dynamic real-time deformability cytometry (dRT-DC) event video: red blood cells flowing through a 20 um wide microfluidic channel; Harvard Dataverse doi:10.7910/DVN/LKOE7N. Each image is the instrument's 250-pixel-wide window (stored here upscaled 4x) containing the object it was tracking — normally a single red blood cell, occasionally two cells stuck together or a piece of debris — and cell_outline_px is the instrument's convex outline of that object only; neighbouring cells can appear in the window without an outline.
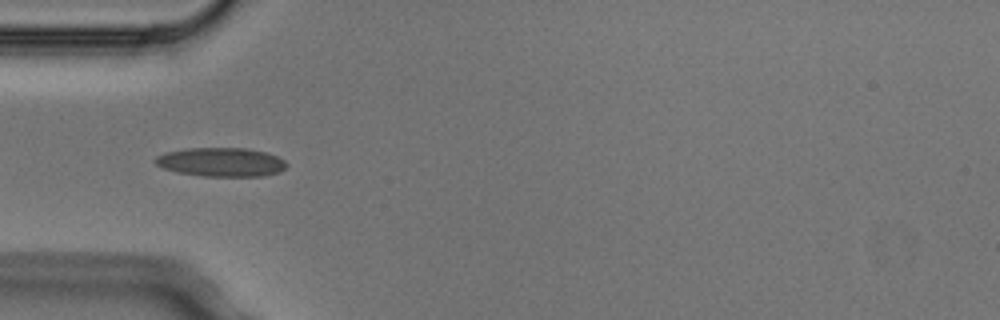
{"species": "Egyptian fruit bat (a non-hibernating species)", "species_latin": "Rousettus aegyptiacus", "temperature_condition": "cold", "stored_images_in_passage": 8, "camera_frame_rate_fps": 3000, "um_per_image_px": 0.085, "animal": {"sex": "male"}, "frame": {"image": 1, "passage_image": 4, "time_ms": 1.0, "image_size_px": [1000, 320], "cell_outline_px": [[288, 164], [280, 172], [264, 176], [204, 176], [176, 172], [164, 168], [156, 164], [152, 160], [156, 156], [164, 152], [188, 148], [248, 148], [264, 152], [276, 156], [284, 160]], "centroid_in_image_um": [18.77, 13.77], "position_along_channel_um": 66.2, "area_um2": 22.2}}
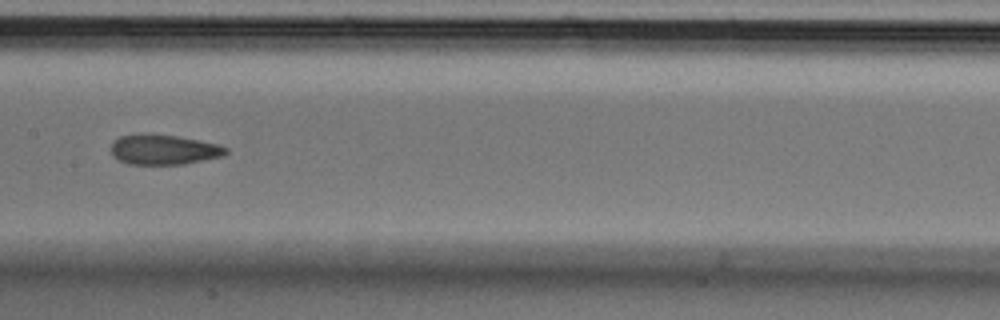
{"frame": {"image": 2, "passage_image": 7, "time_ms": 2.0, "image_size_px": [1000, 320], "cell_outline_px": [[228, 152], [224, 156], [184, 164], [128, 164], [112, 156], [112, 140], [120, 136], [176, 136], [216, 144], [228, 148]], "centroid_in_image_um": [13.94, 12.76], "position_along_channel_um": 193.5, "area_um2": 19.42}}
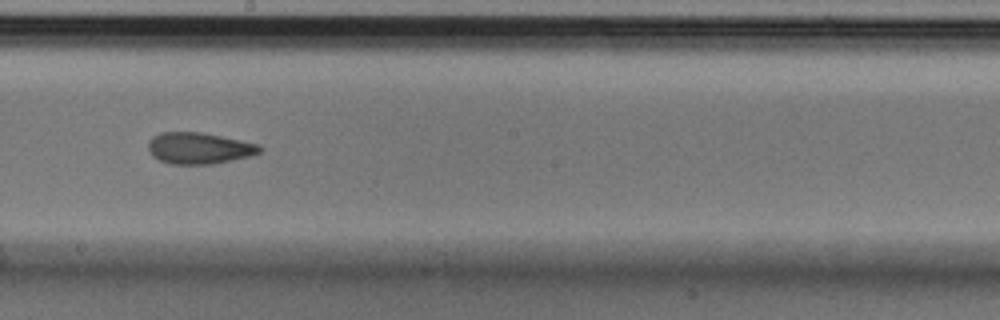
{"frame": {"image": 3, "passage_image": 8, "time_ms": 2.333, "image_size_px": [1000, 320], "cell_outline_px": [[264, 148], [260, 152], [252, 156], [216, 164], [168, 164], [152, 156], [148, 148], [148, 140], [152, 136], [160, 132], [200, 132], [260, 144]], "centroid_in_image_um": [16.93, 12.6], "position_along_channel_um": 231.3, "area_um2": 20.69}}